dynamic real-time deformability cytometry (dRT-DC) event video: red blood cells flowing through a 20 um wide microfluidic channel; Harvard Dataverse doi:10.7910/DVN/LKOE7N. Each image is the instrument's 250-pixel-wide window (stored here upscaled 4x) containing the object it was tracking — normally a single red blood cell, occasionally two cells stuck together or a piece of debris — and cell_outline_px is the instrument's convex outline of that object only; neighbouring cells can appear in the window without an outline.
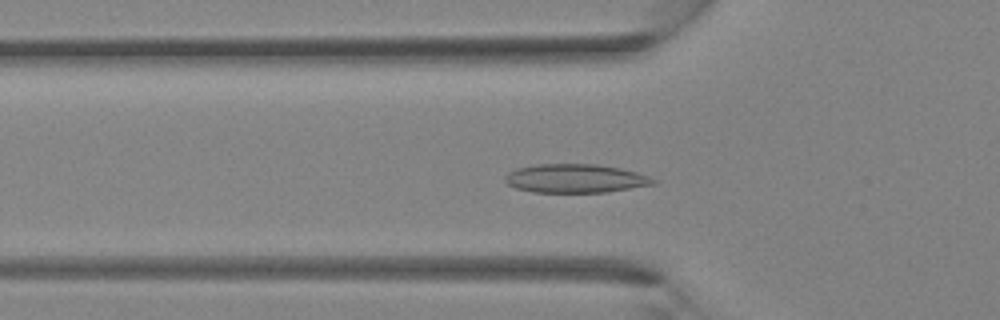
{"species": "Egyptian fruit bat (a non-hibernating species)", "species_latin": "Rousettus aegyptiacus", "temperature_condition": "room temperature", "stored_images_in_passage": 38, "camera_frame_rate_fps": 3000, "um_per_image_px": 0.085, "animal": {"sex": "female"}, "frame": {"image": 1, "passage_image": 13, "time_ms": 4.0, "image_size_px": [1000, 320], "cell_outline_px": [[656, 184], [604, 192], [532, 192], [516, 188], [508, 184], [504, 180], [504, 176], [508, 172], [516, 168], [536, 164], [596, 164], [620, 168], [636, 172], [648, 176], [656, 180]], "centroid_in_image_um": [48.87, 15.16], "position_along_channel_um": 76.9, "area_um2": 24.74}}
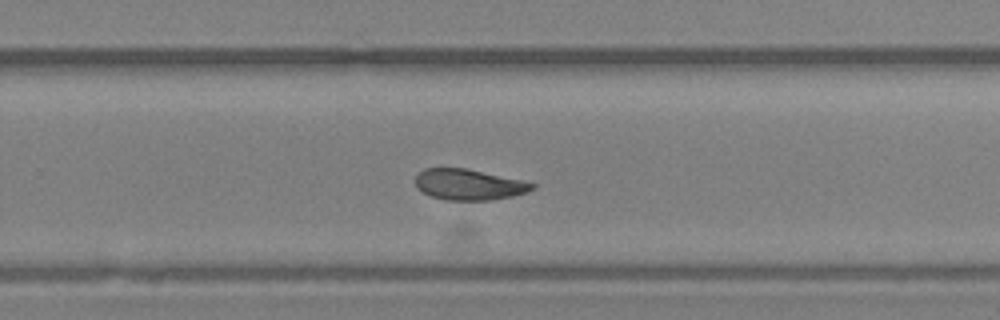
{"frame": {"image": 2, "passage_image": 25, "time_ms": 8.0, "image_size_px": [1000, 320], "cell_outline_px": [[536, 188], [528, 192], [512, 196], [492, 200], [444, 200], [432, 196], [424, 192], [416, 184], [416, 176], [424, 168], [468, 168], [520, 180], [536, 184]], "centroid_in_image_um": [39.89, 15.69], "position_along_channel_um": 289.9, "area_um2": 20.87}}
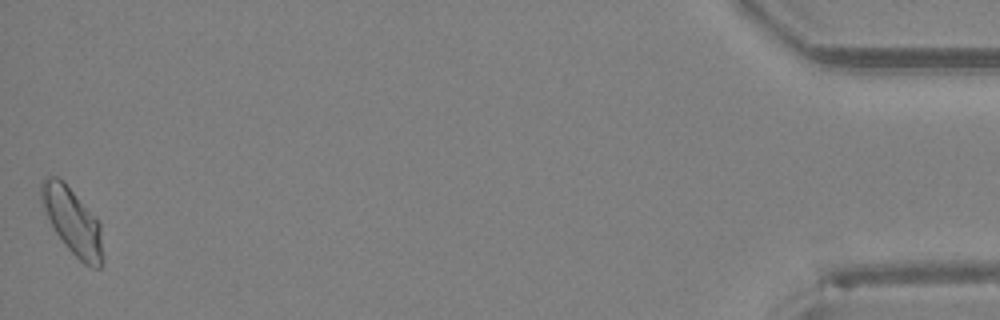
{"frame": {"image": 3, "passage_image": 38, "time_ms": 12.333, "image_size_px": [1000, 320], "cell_outline_px": [[100, 268], [92, 268], [84, 264], [64, 244], [56, 232], [44, 212], [40, 200], [40, 184], [48, 176], [56, 176], [64, 180], [100, 224]], "centroid_in_image_um": [6.08, 18.74], "position_along_channel_um": 429.1, "area_um2": 23.12}}